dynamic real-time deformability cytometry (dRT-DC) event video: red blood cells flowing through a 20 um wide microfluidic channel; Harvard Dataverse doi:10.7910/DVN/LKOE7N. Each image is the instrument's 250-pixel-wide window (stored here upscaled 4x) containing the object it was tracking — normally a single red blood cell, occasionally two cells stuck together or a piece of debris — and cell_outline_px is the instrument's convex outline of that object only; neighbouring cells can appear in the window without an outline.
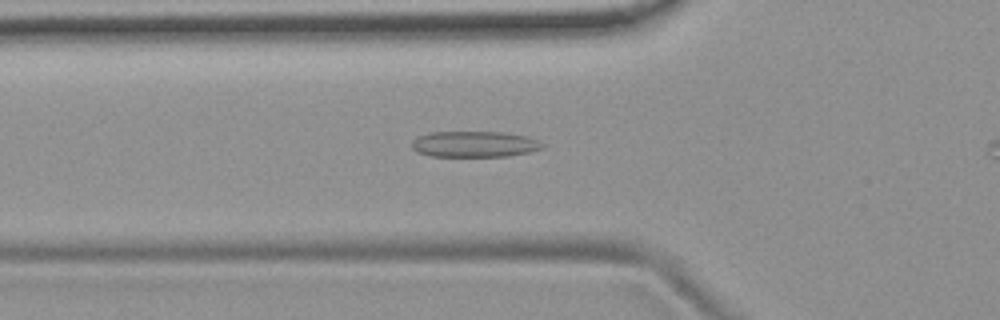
{"species": "common noctule bat (a hibernating species)", "species_latin": "Nyctalus noctula", "temperature_condition": "room temperature", "stored_images_in_passage": 44, "camera_frame_rate_fps": 3000, "um_per_image_px": 0.085, "animal": {"sex": "female", "body_mass_g": 19.9}, "frame": {"image": 1, "passage_image": 15, "time_ms": 4.667, "image_size_px": [1000, 320], "cell_outline_px": [[544, 148], [528, 152], [508, 156], [428, 156], [416, 152], [412, 148], [412, 140], [420, 136], [432, 132], [500, 132], [528, 136], [544, 144]], "centroid_in_image_um": [40.32, 12.26], "position_along_channel_um": 85.5, "area_um2": 19.71}}
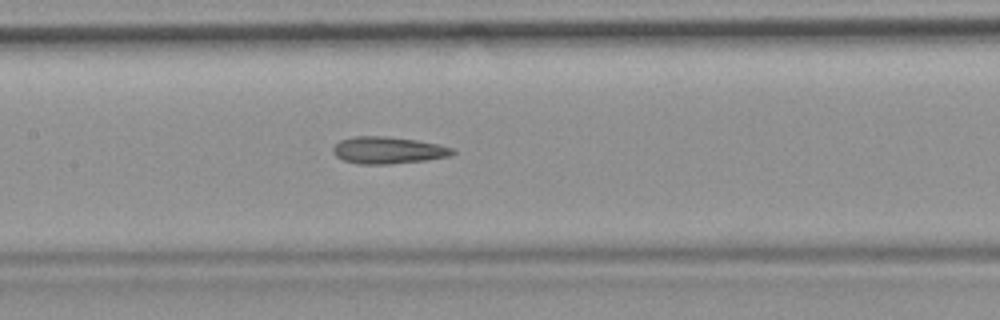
{"frame": {"image": 2, "passage_image": 22, "time_ms": 7.0, "image_size_px": [1000, 320], "cell_outline_px": [[456, 152], [452, 156], [428, 160], [388, 164], [360, 164], [344, 160], [336, 156], [332, 152], [332, 148], [340, 140], [352, 136], [384, 136], [416, 140], [436, 144], [452, 148]], "centroid_in_image_um": [32.98, 12.77], "position_along_channel_um": 174.4, "area_um2": 18.79}}
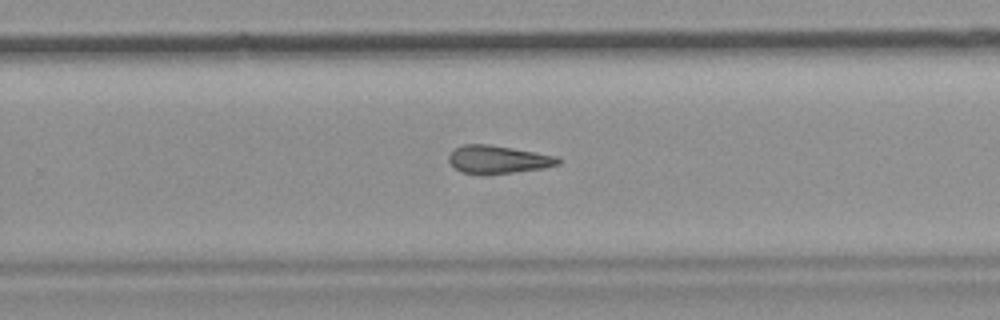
{"frame": {"image": 3, "passage_image": 31, "time_ms": 10.0, "image_size_px": [1000, 320], "cell_outline_px": [[564, 160], [560, 164], [544, 168], [512, 172], [460, 172], [448, 160], [448, 156], [456, 148], [464, 144], [488, 144], [536, 152], [556, 156]], "centroid_in_image_um": [42.4, 13.52], "position_along_channel_um": 287.4, "area_um2": 17.28}}